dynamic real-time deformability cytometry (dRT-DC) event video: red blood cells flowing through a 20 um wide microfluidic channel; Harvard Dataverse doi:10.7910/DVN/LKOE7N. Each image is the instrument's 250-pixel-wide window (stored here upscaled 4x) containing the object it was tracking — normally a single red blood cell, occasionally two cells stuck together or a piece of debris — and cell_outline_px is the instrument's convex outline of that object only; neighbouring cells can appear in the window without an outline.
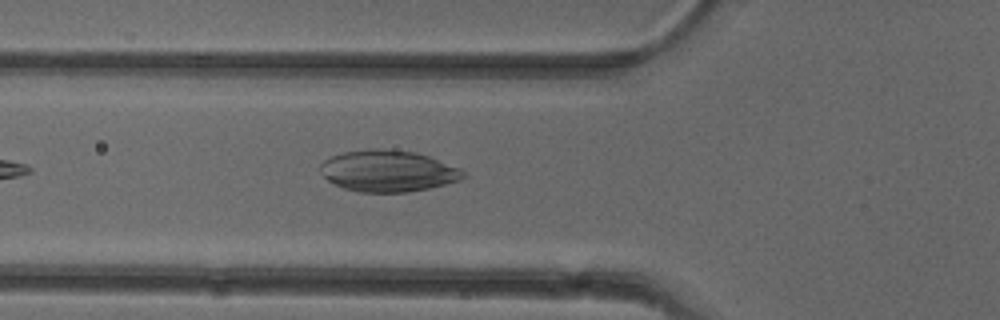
{"species": "common noctule bat (a hibernating species)", "species_latin": "Nyctalus noctula", "temperature_condition": "cold", "stored_images_in_passage": 8, "camera_frame_rate_fps": 3000, "um_per_image_px": 0.085, "animal": {"sex": "female"}, "frame": {"image": 1, "passage_image": 3, "time_ms": 0.667, "image_size_px": [1000, 320], "cell_outline_px": [[464, 176], [460, 180], [428, 188], [408, 192], [360, 192], [344, 188], [328, 180], [320, 172], [320, 164], [324, 160], [332, 156], [344, 152], [372, 148], [376, 148], [412, 152], [428, 156], [460, 168], [464, 172]], "centroid_in_image_um": [32.95, 14.53], "position_along_channel_um": 92.8, "area_um2": 34.16}}
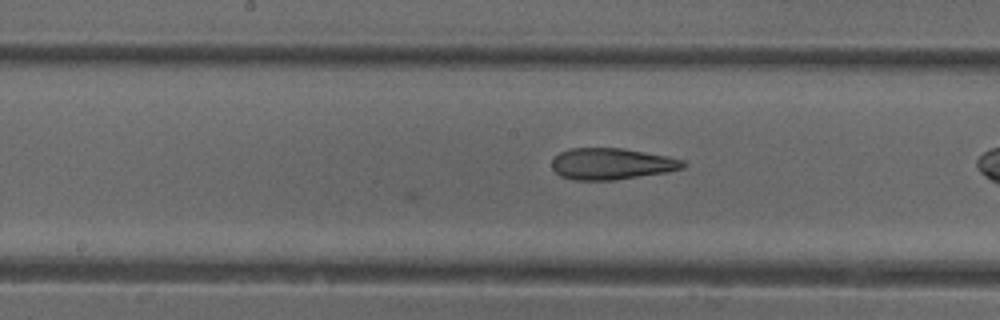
{"frame": {"image": 2, "passage_image": 8, "time_ms": 2.333, "image_size_px": [1000, 320], "cell_outline_px": [[688, 164], [684, 168], [668, 172], [616, 180], [572, 180], [560, 176], [552, 168], [552, 160], [560, 152], [572, 148], [624, 148], [668, 156], [684, 160]], "centroid_in_image_um": [52.02, 13.93], "position_along_channel_um": 196.2, "area_um2": 24.28}}